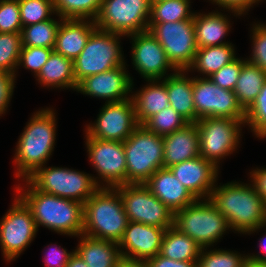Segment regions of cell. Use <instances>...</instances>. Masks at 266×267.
I'll return each mask as SVG.
<instances>
[{"mask_svg": "<svg viewBox=\"0 0 266 267\" xmlns=\"http://www.w3.org/2000/svg\"><path fill=\"white\" fill-rule=\"evenodd\" d=\"M209 200L235 231L251 233L266 226V202L253 184L231 182L214 187Z\"/></svg>", "mask_w": 266, "mask_h": 267, "instance_id": "obj_1", "label": "cell"}, {"mask_svg": "<svg viewBox=\"0 0 266 267\" xmlns=\"http://www.w3.org/2000/svg\"><path fill=\"white\" fill-rule=\"evenodd\" d=\"M28 190L18 196L30 209L36 227L43 225L61 234L83 233V203L37 190L27 179Z\"/></svg>", "mask_w": 266, "mask_h": 267, "instance_id": "obj_2", "label": "cell"}, {"mask_svg": "<svg viewBox=\"0 0 266 267\" xmlns=\"http://www.w3.org/2000/svg\"><path fill=\"white\" fill-rule=\"evenodd\" d=\"M128 222L116 188L100 187L83 204L82 234L85 236L119 243Z\"/></svg>", "mask_w": 266, "mask_h": 267, "instance_id": "obj_3", "label": "cell"}, {"mask_svg": "<svg viewBox=\"0 0 266 267\" xmlns=\"http://www.w3.org/2000/svg\"><path fill=\"white\" fill-rule=\"evenodd\" d=\"M55 121V113L48 108L36 112L30 119L16 147L17 178L27 179L44 167L55 144Z\"/></svg>", "mask_w": 266, "mask_h": 267, "instance_id": "obj_4", "label": "cell"}, {"mask_svg": "<svg viewBox=\"0 0 266 267\" xmlns=\"http://www.w3.org/2000/svg\"><path fill=\"white\" fill-rule=\"evenodd\" d=\"M126 184H144L164 168L163 137L139 125L124 141Z\"/></svg>", "mask_w": 266, "mask_h": 267, "instance_id": "obj_5", "label": "cell"}, {"mask_svg": "<svg viewBox=\"0 0 266 267\" xmlns=\"http://www.w3.org/2000/svg\"><path fill=\"white\" fill-rule=\"evenodd\" d=\"M197 199L174 213V227L188 235L202 248L218 241L230 228L228 220L209 199ZM202 201V202H199Z\"/></svg>", "mask_w": 266, "mask_h": 267, "instance_id": "obj_6", "label": "cell"}, {"mask_svg": "<svg viewBox=\"0 0 266 267\" xmlns=\"http://www.w3.org/2000/svg\"><path fill=\"white\" fill-rule=\"evenodd\" d=\"M97 178L68 168H38L27 180L39 191L85 203L99 188Z\"/></svg>", "mask_w": 266, "mask_h": 267, "instance_id": "obj_7", "label": "cell"}, {"mask_svg": "<svg viewBox=\"0 0 266 267\" xmlns=\"http://www.w3.org/2000/svg\"><path fill=\"white\" fill-rule=\"evenodd\" d=\"M120 36L122 34L98 28L91 33L82 52L73 60L77 84L87 76L125 65L118 41Z\"/></svg>", "mask_w": 266, "mask_h": 267, "instance_id": "obj_8", "label": "cell"}, {"mask_svg": "<svg viewBox=\"0 0 266 267\" xmlns=\"http://www.w3.org/2000/svg\"><path fill=\"white\" fill-rule=\"evenodd\" d=\"M151 0H103L98 29L129 36L148 30Z\"/></svg>", "mask_w": 266, "mask_h": 267, "instance_id": "obj_9", "label": "cell"}, {"mask_svg": "<svg viewBox=\"0 0 266 267\" xmlns=\"http://www.w3.org/2000/svg\"><path fill=\"white\" fill-rule=\"evenodd\" d=\"M148 30L164 48L172 66L187 72L198 50L194 20L149 23Z\"/></svg>", "mask_w": 266, "mask_h": 267, "instance_id": "obj_10", "label": "cell"}, {"mask_svg": "<svg viewBox=\"0 0 266 267\" xmlns=\"http://www.w3.org/2000/svg\"><path fill=\"white\" fill-rule=\"evenodd\" d=\"M115 188L129 221L164 229L174 226V213L144 184H124Z\"/></svg>", "mask_w": 266, "mask_h": 267, "instance_id": "obj_11", "label": "cell"}, {"mask_svg": "<svg viewBox=\"0 0 266 267\" xmlns=\"http://www.w3.org/2000/svg\"><path fill=\"white\" fill-rule=\"evenodd\" d=\"M243 123L245 120L220 117L197 120L200 156L218 166L221 158L236 149Z\"/></svg>", "mask_w": 266, "mask_h": 267, "instance_id": "obj_12", "label": "cell"}, {"mask_svg": "<svg viewBox=\"0 0 266 267\" xmlns=\"http://www.w3.org/2000/svg\"><path fill=\"white\" fill-rule=\"evenodd\" d=\"M193 102L196 122L206 117L245 120V110L234 91L221 88L208 77L193 78Z\"/></svg>", "mask_w": 266, "mask_h": 267, "instance_id": "obj_13", "label": "cell"}, {"mask_svg": "<svg viewBox=\"0 0 266 267\" xmlns=\"http://www.w3.org/2000/svg\"><path fill=\"white\" fill-rule=\"evenodd\" d=\"M37 231L30 209L16 196L0 222V245L6 260L18 257L30 245Z\"/></svg>", "mask_w": 266, "mask_h": 267, "instance_id": "obj_14", "label": "cell"}, {"mask_svg": "<svg viewBox=\"0 0 266 267\" xmlns=\"http://www.w3.org/2000/svg\"><path fill=\"white\" fill-rule=\"evenodd\" d=\"M139 126L132 98L120 102H106L97 121L87 126L91 138L124 142Z\"/></svg>", "mask_w": 266, "mask_h": 267, "instance_id": "obj_15", "label": "cell"}, {"mask_svg": "<svg viewBox=\"0 0 266 267\" xmlns=\"http://www.w3.org/2000/svg\"><path fill=\"white\" fill-rule=\"evenodd\" d=\"M89 160L107 185L115 188L126 184L124 142L91 138L86 135Z\"/></svg>", "mask_w": 266, "mask_h": 267, "instance_id": "obj_16", "label": "cell"}, {"mask_svg": "<svg viewBox=\"0 0 266 267\" xmlns=\"http://www.w3.org/2000/svg\"><path fill=\"white\" fill-rule=\"evenodd\" d=\"M166 229L129 221L118 243L121 258L129 261L146 262L160 253ZM128 250V252H127Z\"/></svg>", "mask_w": 266, "mask_h": 267, "instance_id": "obj_17", "label": "cell"}, {"mask_svg": "<svg viewBox=\"0 0 266 267\" xmlns=\"http://www.w3.org/2000/svg\"><path fill=\"white\" fill-rule=\"evenodd\" d=\"M129 36L133 39V65L145 79L160 80L165 76L168 68L176 71L169 62L164 48L149 30Z\"/></svg>", "mask_w": 266, "mask_h": 267, "instance_id": "obj_18", "label": "cell"}, {"mask_svg": "<svg viewBox=\"0 0 266 267\" xmlns=\"http://www.w3.org/2000/svg\"><path fill=\"white\" fill-rule=\"evenodd\" d=\"M125 68V65H122L87 76L78 83L76 91L92 97L107 98L108 103L127 100V94L132 91L133 79Z\"/></svg>", "mask_w": 266, "mask_h": 267, "instance_id": "obj_19", "label": "cell"}, {"mask_svg": "<svg viewBox=\"0 0 266 267\" xmlns=\"http://www.w3.org/2000/svg\"><path fill=\"white\" fill-rule=\"evenodd\" d=\"M169 169L196 199H209L218 176V166L197 156L177 163Z\"/></svg>", "mask_w": 266, "mask_h": 267, "instance_id": "obj_20", "label": "cell"}, {"mask_svg": "<svg viewBox=\"0 0 266 267\" xmlns=\"http://www.w3.org/2000/svg\"><path fill=\"white\" fill-rule=\"evenodd\" d=\"M144 185L173 213L197 200L169 168L158 169Z\"/></svg>", "mask_w": 266, "mask_h": 267, "instance_id": "obj_21", "label": "cell"}, {"mask_svg": "<svg viewBox=\"0 0 266 267\" xmlns=\"http://www.w3.org/2000/svg\"><path fill=\"white\" fill-rule=\"evenodd\" d=\"M164 168L200 156L199 133L196 123H188L173 133L162 136Z\"/></svg>", "mask_w": 266, "mask_h": 267, "instance_id": "obj_22", "label": "cell"}, {"mask_svg": "<svg viewBox=\"0 0 266 267\" xmlns=\"http://www.w3.org/2000/svg\"><path fill=\"white\" fill-rule=\"evenodd\" d=\"M95 21L63 19L57 32L54 52L71 60L82 52L91 33L96 29Z\"/></svg>", "mask_w": 266, "mask_h": 267, "instance_id": "obj_23", "label": "cell"}, {"mask_svg": "<svg viewBox=\"0 0 266 267\" xmlns=\"http://www.w3.org/2000/svg\"><path fill=\"white\" fill-rule=\"evenodd\" d=\"M184 70H176L166 77V90L170 106L188 123H196V110L193 102V78L184 75Z\"/></svg>", "mask_w": 266, "mask_h": 267, "instance_id": "obj_24", "label": "cell"}, {"mask_svg": "<svg viewBox=\"0 0 266 267\" xmlns=\"http://www.w3.org/2000/svg\"><path fill=\"white\" fill-rule=\"evenodd\" d=\"M146 81H150L148 86L142 88L137 94L131 95L139 125H142L148 118L162 109L170 106L166 90V77L161 81V84L157 79Z\"/></svg>", "mask_w": 266, "mask_h": 267, "instance_id": "obj_25", "label": "cell"}, {"mask_svg": "<svg viewBox=\"0 0 266 267\" xmlns=\"http://www.w3.org/2000/svg\"><path fill=\"white\" fill-rule=\"evenodd\" d=\"M81 241L75 252L88 267H116L122 260L118 243L95 239L81 234Z\"/></svg>", "mask_w": 266, "mask_h": 267, "instance_id": "obj_26", "label": "cell"}, {"mask_svg": "<svg viewBox=\"0 0 266 267\" xmlns=\"http://www.w3.org/2000/svg\"><path fill=\"white\" fill-rule=\"evenodd\" d=\"M193 20L198 48L228 44L221 40L230 29V22L223 14L219 12H211L206 15L194 14Z\"/></svg>", "mask_w": 266, "mask_h": 267, "instance_id": "obj_27", "label": "cell"}, {"mask_svg": "<svg viewBox=\"0 0 266 267\" xmlns=\"http://www.w3.org/2000/svg\"><path fill=\"white\" fill-rule=\"evenodd\" d=\"M38 81L46 86L77 89L73 60L61 54L52 52L47 62L36 76Z\"/></svg>", "mask_w": 266, "mask_h": 267, "instance_id": "obj_28", "label": "cell"}, {"mask_svg": "<svg viewBox=\"0 0 266 267\" xmlns=\"http://www.w3.org/2000/svg\"><path fill=\"white\" fill-rule=\"evenodd\" d=\"M201 249L188 235L172 226L165 231L159 254L177 261H198Z\"/></svg>", "mask_w": 266, "mask_h": 267, "instance_id": "obj_29", "label": "cell"}, {"mask_svg": "<svg viewBox=\"0 0 266 267\" xmlns=\"http://www.w3.org/2000/svg\"><path fill=\"white\" fill-rule=\"evenodd\" d=\"M266 82V72L249 62L242 65L235 89L238 103L246 111L260 93Z\"/></svg>", "mask_w": 266, "mask_h": 267, "instance_id": "obj_30", "label": "cell"}, {"mask_svg": "<svg viewBox=\"0 0 266 267\" xmlns=\"http://www.w3.org/2000/svg\"><path fill=\"white\" fill-rule=\"evenodd\" d=\"M235 59L234 47L231 43L198 48L194 60L188 70H193V68H195L209 77Z\"/></svg>", "mask_w": 266, "mask_h": 267, "instance_id": "obj_31", "label": "cell"}, {"mask_svg": "<svg viewBox=\"0 0 266 267\" xmlns=\"http://www.w3.org/2000/svg\"><path fill=\"white\" fill-rule=\"evenodd\" d=\"M54 19L24 26L21 30L22 46H33L53 49L57 32L61 24Z\"/></svg>", "mask_w": 266, "mask_h": 267, "instance_id": "obj_32", "label": "cell"}, {"mask_svg": "<svg viewBox=\"0 0 266 267\" xmlns=\"http://www.w3.org/2000/svg\"><path fill=\"white\" fill-rule=\"evenodd\" d=\"M190 0L151 1L149 23L177 22L193 19L189 11Z\"/></svg>", "mask_w": 266, "mask_h": 267, "instance_id": "obj_33", "label": "cell"}, {"mask_svg": "<svg viewBox=\"0 0 266 267\" xmlns=\"http://www.w3.org/2000/svg\"><path fill=\"white\" fill-rule=\"evenodd\" d=\"M103 0H53L54 12L62 19L97 18ZM92 17V18H91Z\"/></svg>", "mask_w": 266, "mask_h": 267, "instance_id": "obj_34", "label": "cell"}, {"mask_svg": "<svg viewBox=\"0 0 266 267\" xmlns=\"http://www.w3.org/2000/svg\"><path fill=\"white\" fill-rule=\"evenodd\" d=\"M188 122L171 106L148 118L142 125L156 135L164 136L183 128Z\"/></svg>", "mask_w": 266, "mask_h": 267, "instance_id": "obj_35", "label": "cell"}, {"mask_svg": "<svg viewBox=\"0 0 266 267\" xmlns=\"http://www.w3.org/2000/svg\"><path fill=\"white\" fill-rule=\"evenodd\" d=\"M21 48V32L0 33V71L16 75Z\"/></svg>", "mask_w": 266, "mask_h": 267, "instance_id": "obj_36", "label": "cell"}, {"mask_svg": "<svg viewBox=\"0 0 266 267\" xmlns=\"http://www.w3.org/2000/svg\"><path fill=\"white\" fill-rule=\"evenodd\" d=\"M22 26L49 20L54 12L53 0H18Z\"/></svg>", "mask_w": 266, "mask_h": 267, "instance_id": "obj_37", "label": "cell"}, {"mask_svg": "<svg viewBox=\"0 0 266 267\" xmlns=\"http://www.w3.org/2000/svg\"><path fill=\"white\" fill-rule=\"evenodd\" d=\"M205 248L200 251L197 261L198 267H246L247 256L238 255L237 253L225 250H212L204 252Z\"/></svg>", "mask_w": 266, "mask_h": 267, "instance_id": "obj_38", "label": "cell"}, {"mask_svg": "<svg viewBox=\"0 0 266 267\" xmlns=\"http://www.w3.org/2000/svg\"><path fill=\"white\" fill-rule=\"evenodd\" d=\"M245 123H248L255 135L266 137V82L252 105L245 111Z\"/></svg>", "mask_w": 266, "mask_h": 267, "instance_id": "obj_39", "label": "cell"}, {"mask_svg": "<svg viewBox=\"0 0 266 267\" xmlns=\"http://www.w3.org/2000/svg\"><path fill=\"white\" fill-rule=\"evenodd\" d=\"M22 28L18 0H0V33H19Z\"/></svg>", "mask_w": 266, "mask_h": 267, "instance_id": "obj_40", "label": "cell"}, {"mask_svg": "<svg viewBox=\"0 0 266 267\" xmlns=\"http://www.w3.org/2000/svg\"><path fill=\"white\" fill-rule=\"evenodd\" d=\"M53 51L43 47L22 46L18 66L24 64L26 69L33 70L37 76Z\"/></svg>", "mask_w": 266, "mask_h": 267, "instance_id": "obj_41", "label": "cell"}, {"mask_svg": "<svg viewBox=\"0 0 266 267\" xmlns=\"http://www.w3.org/2000/svg\"><path fill=\"white\" fill-rule=\"evenodd\" d=\"M246 60L236 58L231 63L223 66L219 71L213 73L210 78L216 85L223 89L233 91L235 89L242 65Z\"/></svg>", "mask_w": 266, "mask_h": 267, "instance_id": "obj_42", "label": "cell"}, {"mask_svg": "<svg viewBox=\"0 0 266 267\" xmlns=\"http://www.w3.org/2000/svg\"><path fill=\"white\" fill-rule=\"evenodd\" d=\"M253 53L247 62L258 66L266 72V24H256L253 27Z\"/></svg>", "mask_w": 266, "mask_h": 267, "instance_id": "obj_43", "label": "cell"}, {"mask_svg": "<svg viewBox=\"0 0 266 267\" xmlns=\"http://www.w3.org/2000/svg\"><path fill=\"white\" fill-rule=\"evenodd\" d=\"M15 75L0 71V116L6 111L13 94Z\"/></svg>", "mask_w": 266, "mask_h": 267, "instance_id": "obj_44", "label": "cell"}, {"mask_svg": "<svg viewBox=\"0 0 266 267\" xmlns=\"http://www.w3.org/2000/svg\"><path fill=\"white\" fill-rule=\"evenodd\" d=\"M145 263L147 267H198L197 261H177L165 258L160 254L148 259Z\"/></svg>", "mask_w": 266, "mask_h": 267, "instance_id": "obj_45", "label": "cell"}, {"mask_svg": "<svg viewBox=\"0 0 266 267\" xmlns=\"http://www.w3.org/2000/svg\"><path fill=\"white\" fill-rule=\"evenodd\" d=\"M50 250V254L48 253L45 257V265L48 267H66L73 252L68 253L66 249L63 248L60 250L57 247L50 248Z\"/></svg>", "mask_w": 266, "mask_h": 267, "instance_id": "obj_46", "label": "cell"}, {"mask_svg": "<svg viewBox=\"0 0 266 267\" xmlns=\"http://www.w3.org/2000/svg\"><path fill=\"white\" fill-rule=\"evenodd\" d=\"M215 2L217 5L229 9L234 14L240 15L248 11V9L256 2L260 0H211Z\"/></svg>", "mask_w": 266, "mask_h": 267, "instance_id": "obj_47", "label": "cell"}, {"mask_svg": "<svg viewBox=\"0 0 266 267\" xmlns=\"http://www.w3.org/2000/svg\"><path fill=\"white\" fill-rule=\"evenodd\" d=\"M251 173V177L253 178L252 183L258 191V194L264 199L266 202V169H257L253 170Z\"/></svg>", "mask_w": 266, "mask_h": 267, "instance_id": "obj_48", "label": "cell"}, {"mask_svg": "<svg viewBox=\"0 0 266 267\" xmlns=\"http://www.w3.org/2000/svg\"><path fill=\"white\" fill-rule=\"evenodd\" d=\"M259 245H260L261 250L264 252L262 253L263 256L254 255V254L252 256L247 255L248 262L256 263V264H266V238H261Z\"/></svg>", "mask_w": 266, "mask_h": 267, "instance_id": "obj_49", "label": "cell"}, {"mask_svg": "<svg viewBox=\"0 0 266 267\" xmlns=\"http://www.w3.org/2000/svg\"><path fill=\"white\" fill-rule=\"evenodd\" d=\"M66 267H88L84 260L74 251Z\"/></svg>", "mask_w": 266, "mask_h": 267, "instance_id": "obj_50", "label": "cell"}, {"mask_svg": "<svg viewBox=\"0 0 266 267\" xmlns=\"http://www.w3.org/2000/svg\"><path fill=\"white\" fill-rule=\"evenodd\" d=\"M116 267H147V264L145 262H139V261H129L122 259Z\"/></svg>", "mask_w": 266, "mask_h": 267, "instance_id": "obj_51", "label": "cell"}, {"mask_svg": "<svg viewBox=\"0 0 266 267\" xmlns=\"http://www.w3.org/2000/svg\"><path fill=\"white\" fill-rule=\"evenodd\" d=\"M246 267H266V264H256L248 262Z\"/></svg>", "mask_w": 266, "mask_h": 267, "instance_id": "obj_52", "label": "cell"}]
</instances>
